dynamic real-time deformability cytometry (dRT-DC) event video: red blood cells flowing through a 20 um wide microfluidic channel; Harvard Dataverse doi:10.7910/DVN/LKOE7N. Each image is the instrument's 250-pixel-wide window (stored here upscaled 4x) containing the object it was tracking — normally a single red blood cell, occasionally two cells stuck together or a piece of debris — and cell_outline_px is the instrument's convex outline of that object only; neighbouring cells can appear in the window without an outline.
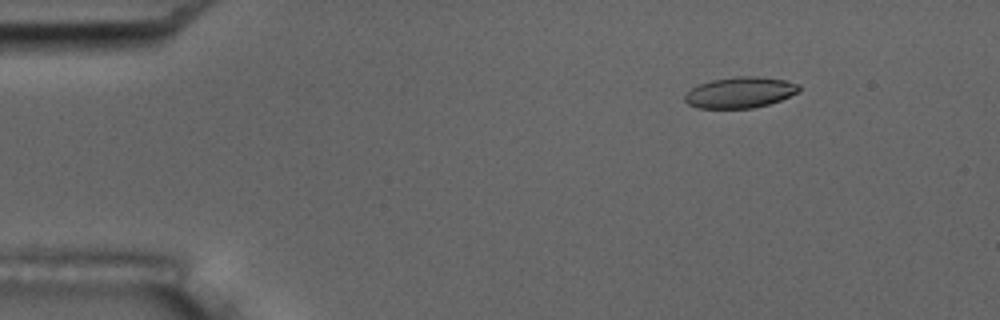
{"species": "common noctule bat (a hibernating species)", "species_latin": "Nyctalus noctula", "temperature_condition": "room temperature", "stored_images_in_passage": 17, "camera_frame_rate_fps": 3000, "um_per_image_px": 0.085, "animal": {"sex": "male", "body_mass_g": 17.5, "forearm_length_mm": 52.3}, "frame": {"image": 1, "passage_image": 3, "time_ms": 2.333, "image_size_px": [1000, 320], "cell_outline_px": [[800, 88], [796, 92], [780, 100], [768, 104], [752, 108], [696, 108], [688, 104], [684, 100], [684, 96], [692, 88], [700, 84], [712, 80], [736, 76], [760, 76], [784, 80], [800, 84]], "centroid_in_image_um": [62.89, 7.85], "position_along_channel_um": 22.1, "area_um2": 20.46}, "authors_computed_cell_mechanics": {"area_um2": 21.0392, "velocity_mm_per_s": 3.5593, "shape_relaxation_time_tau1_ms": 7.219, "shape_relaxation_time_tau2_ms": 2.1445, "deformation_change_tau1": 0.1834, "deformation_change_tau2": 0.0769}}